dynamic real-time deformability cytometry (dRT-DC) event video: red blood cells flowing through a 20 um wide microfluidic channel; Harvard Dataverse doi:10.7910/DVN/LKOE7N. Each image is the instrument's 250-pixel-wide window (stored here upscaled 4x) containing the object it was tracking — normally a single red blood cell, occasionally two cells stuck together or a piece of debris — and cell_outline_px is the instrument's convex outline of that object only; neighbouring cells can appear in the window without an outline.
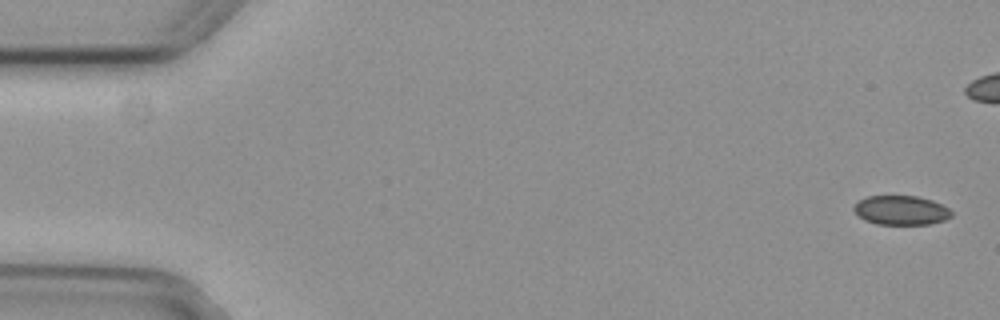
{"species": "common noctule bat (a hibernating species)", "species_latin": "Nyctalus noctula", "temperature_condition": "cold", "stored_images_in_passage": 2, "camera_frame_rate_fps": 3000, "um_per_image_px": 0.085, "animal": {"sex": "female", "body_mass_g": 29.2, "forearm_length_mm": 56.3}, "frame": {"image": 1, "passage_image": 1, "time_ms": 0.0, "image_size_px": [1000, 320], "cell_outline_px": [[952, 216], [944, 220], [928, 224], [876, 224], [864, 220], [852, 208], [860, 200], [868, 196], [916, 196], [932, 200], [948, 208], [952, 212]], "centroid_in_image_um": [76.59, 17.87], "position_along_channel_um": 8.4, "area_um2": 16.47}}